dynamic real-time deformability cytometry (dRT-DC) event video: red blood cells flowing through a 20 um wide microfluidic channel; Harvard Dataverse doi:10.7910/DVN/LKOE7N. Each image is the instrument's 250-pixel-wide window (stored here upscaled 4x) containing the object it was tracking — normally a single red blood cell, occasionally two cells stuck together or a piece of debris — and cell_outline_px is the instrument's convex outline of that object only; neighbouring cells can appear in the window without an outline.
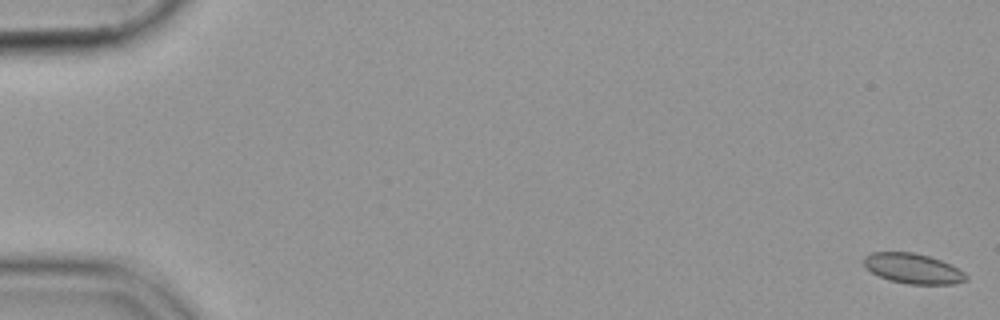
{"species": "common noctule bat (a hibernating species)", "species_latin": "Nyctalus noctula", "temperature_condition": "cold", "stored_images_in_passage": 57, "camera_frame_rate_fps": 3000, "um_per_image_px": 0.085, "animal": {"sex": "female", "body_mass_g": 19.9}, "frame": {"image": 1, "passage_image": 1, "time_ms": 0.0, "image_size_px": [1000, 320], "cell_outline_px": [[968, 280], [952, 284], [908, 284], [888, 280], [864, 268], [864, 256], [872, 252], [912, 252], [928, 256], [952, 264], [964, 272], [968, 276]], "centroid_in_image_um": [77.61, 22.83], "position_along_channel_um": 7.4, "area_um2": 18.03}}
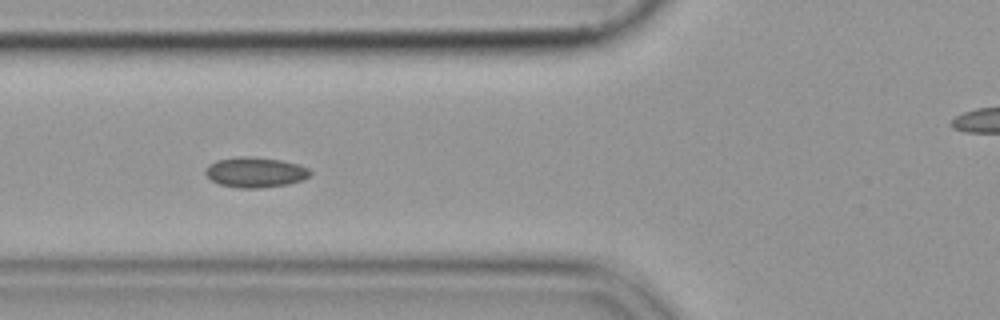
{"frame": {"image": 2, "passage_image": 22, "time_ms": 7.0, "image_size_px": [1000, 320], "cell_outline_px": [[312, 172], [304, 180], [288, 184], [260, 188], [240, 188], [220, 184], [212, 180], [204, 172], [208, 164], [216, 160], [240, 156], [252, 156], [280, 160], [296, 164], [308, 168]], "centroid_in_image_um": [21.69, 14.64], "position_along_channel_um": 104.1, "area_um2": 18.44}}
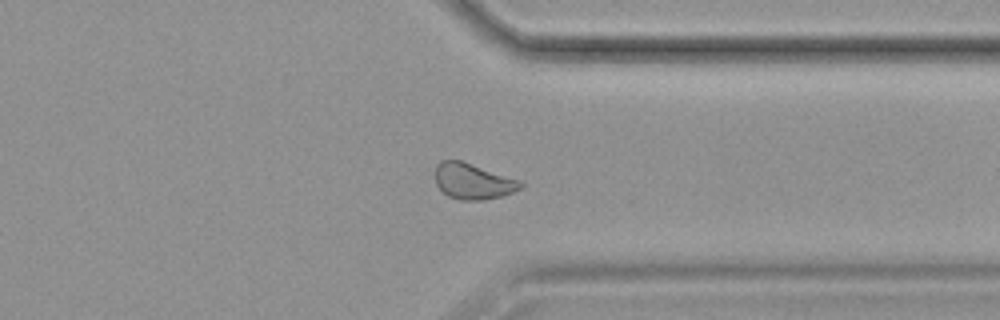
{"frame": {"image": 3, "passage_image": 44, "time_ms": 14.333, "image_size_px": [1000, 320], "cell_outline_px": [[524, 188], [504, 196], [484, 200], [460, 200], [448, 196], [436, 184], [436, 164], [440, 160], [460, 160], [520, 180], [524, 184]], "centroid_in_image_um": [40.24, 15.42], "position_along_channel_um": 371.2, "area_um2": 17.92}}